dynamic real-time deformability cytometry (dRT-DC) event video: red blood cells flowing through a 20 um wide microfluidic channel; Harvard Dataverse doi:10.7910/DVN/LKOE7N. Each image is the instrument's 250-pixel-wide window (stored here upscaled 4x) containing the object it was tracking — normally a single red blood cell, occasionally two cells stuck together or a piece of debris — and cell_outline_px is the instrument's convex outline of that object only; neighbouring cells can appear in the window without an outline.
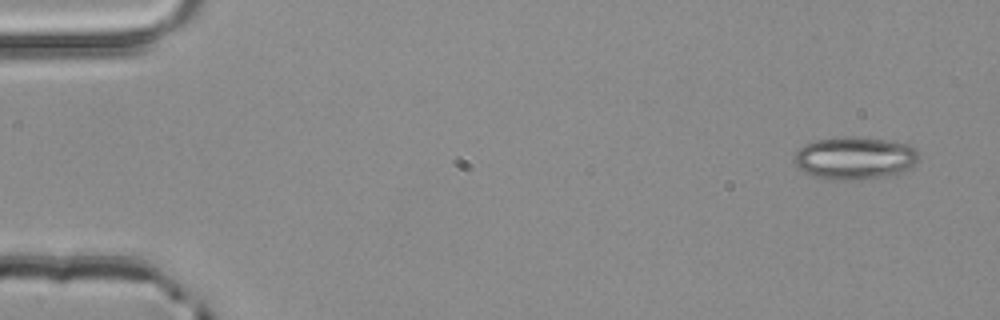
{"species": "common noctule bat (a hibernating species)", "species_latin": "Nyctalus noctula", "temperature_condition": "room temperature", "stored_images_in_passage": 4, "camera_frame_rate_fps": 3000, "um_per_image_px": 0.085, "animal": {"sex": "male", "body_mass_g": 20.4}, "frame": {"image": 1, "passage_image": 4, "time_ms": 1.0, "image_size_px": [1000, 320], "cell_outline_px": [[920, 156], [908, 168], [900, 172], [888, 176], [856, 180], [832, 180], [812, 176], [804, 172], [792, 160], [792, 156], [804, 144], [816, 140], [836, 136], [852, 136], [884, 140], [912, 144], [916, 148]], "centroid_in_image_um": [72.62, 13.42], "position_along_channel_um": 12.4, "area_um2": 31.27}}